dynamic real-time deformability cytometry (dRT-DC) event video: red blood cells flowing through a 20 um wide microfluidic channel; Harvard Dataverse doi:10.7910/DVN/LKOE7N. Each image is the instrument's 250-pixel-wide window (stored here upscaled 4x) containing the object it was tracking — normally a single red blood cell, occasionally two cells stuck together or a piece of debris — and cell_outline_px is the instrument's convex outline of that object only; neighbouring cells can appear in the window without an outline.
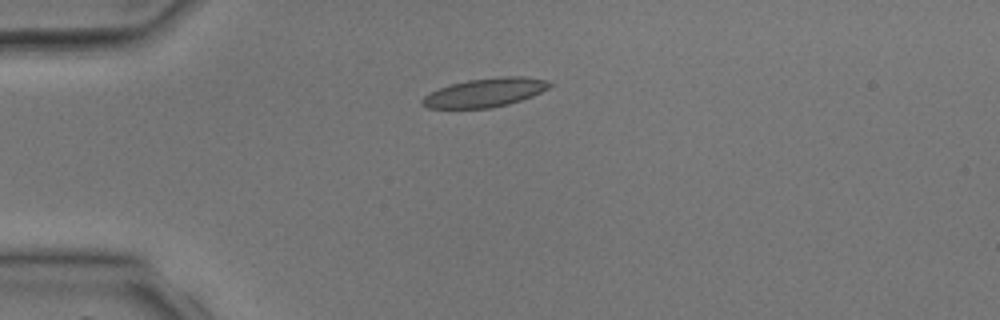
{"species": "common noctule bat (a hibernating species)", "species_latin": "Nyctalus noctula", "temperature_condition": "room temperature", "stored_images_in_passage": 4, "camera_frame_rate_fps": 3000, "um_per_image_px": 0.085, "animal": {"sex": "male", "body_mass_g": 17.9, "forearm_length_mm": 54.2}, "frame": {"image": 1, "passage_image": 3, "time_ms": 2.333, "image_size_px": [1000, 320], "cell_outline_px": [[552, 84], [548, 88], [532, 96], [508, 104], [488, 108], [428, 108], [420, 104], [420, 100], [424, 96], [440, 88], [452, 84], [468, 80], [500, 76], [520, 76], [548, 80]], "centroid_in_image_um": [41.22, 7.87], "position_along_channel_um": 43.8, "area_um2": 21.15}}